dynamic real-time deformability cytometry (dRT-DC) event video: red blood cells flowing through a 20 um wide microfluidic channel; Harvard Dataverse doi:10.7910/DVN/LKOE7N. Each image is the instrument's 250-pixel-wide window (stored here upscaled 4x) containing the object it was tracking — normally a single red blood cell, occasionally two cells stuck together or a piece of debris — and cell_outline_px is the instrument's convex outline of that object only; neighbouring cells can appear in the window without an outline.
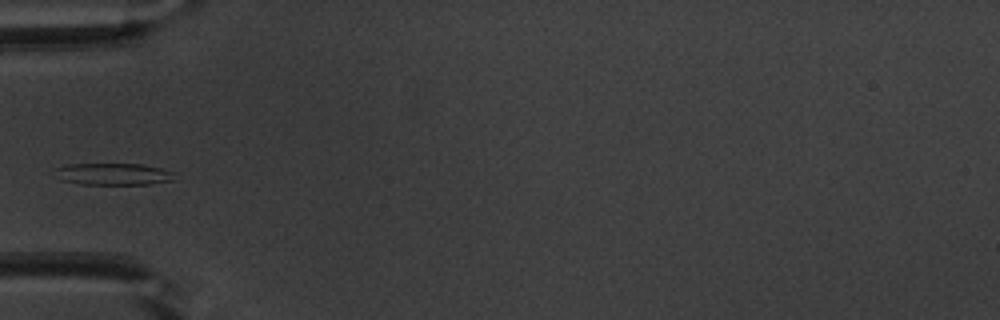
{"species": "common noctule bat (a hibernating species)", "species_latin": "Nyctalus noctula", "temperature_condition": "warm", "stored_images_in_passage": 35, "camera_frame_rate_fps": 3000, "um_per_image_px": 0.085, "animal": {"sex": "male", "body_mass_g": 20.1, "forearm_length_mm": 53.5}, "frame": {"image": 1, "passage_image": 1, "time_ms": 0.0, "image_size_px": [1000, 320], "cell_outline_px": [[172, 180], [148, 184], [80, 184], [60, 180], [56, 168], [64, 164], [140, 164], [160, 168], [172, 172]], "centroid_in_image_um": [9.58, 14.79], "position_along_channel_um": 75.4, "area_um2": 14.91}}
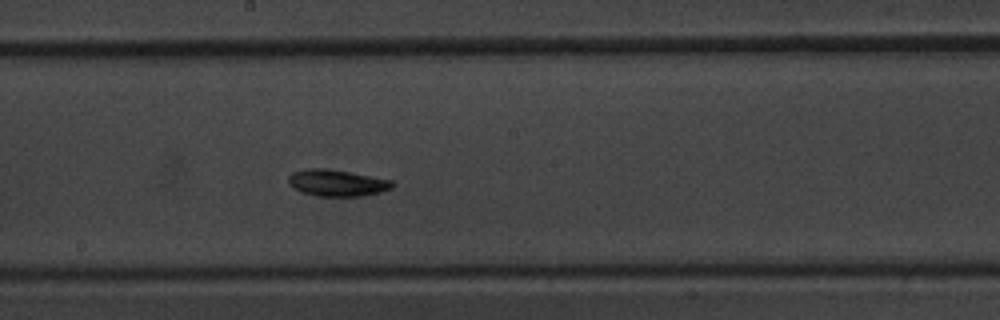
{"frame": {"image": 2, "passage_image": 12, "time_ms": 3.667, "image_size_px": [1000, 320], "cell_outline_px": [[396, 184], [392, 188], [380, 192], [360, 196], [316, 196], [300, 192], [292, 188], [288, 184], [288, 176], [292, 172], [304, 168], [328, 168], [392, 180]], "centroid_in_image_um": [28.6, 15.54], "position_along_channel_um": 219.6, "area_um2": 16.36}}
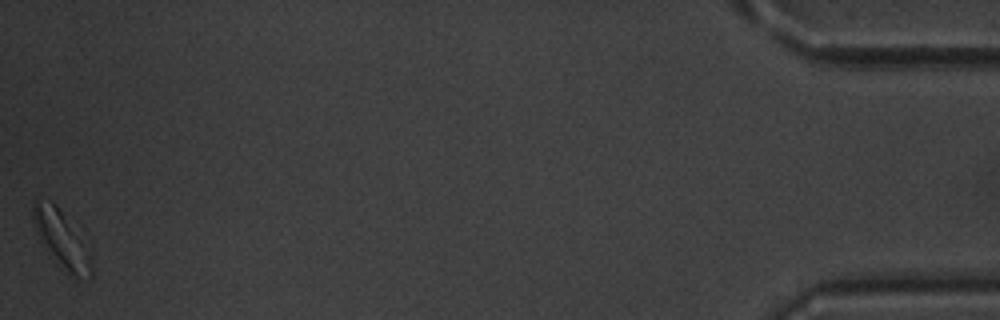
{"frame": {"image": 3, "passage_image": 35, "time_ms": 11.333, "image_size_px": [1000, 320], "cell_outline_px": [[92, 276], [72, 280], [56, 264], [40, 240], [36, 232], [32, 220], [32, 200], [36, 196], [52, 200], [56, 204], [92, 252]], "centroid_in_image_um": [5.21, 20.35], "position_along_channel_um": 430.0, "area_um2": 20.35}}